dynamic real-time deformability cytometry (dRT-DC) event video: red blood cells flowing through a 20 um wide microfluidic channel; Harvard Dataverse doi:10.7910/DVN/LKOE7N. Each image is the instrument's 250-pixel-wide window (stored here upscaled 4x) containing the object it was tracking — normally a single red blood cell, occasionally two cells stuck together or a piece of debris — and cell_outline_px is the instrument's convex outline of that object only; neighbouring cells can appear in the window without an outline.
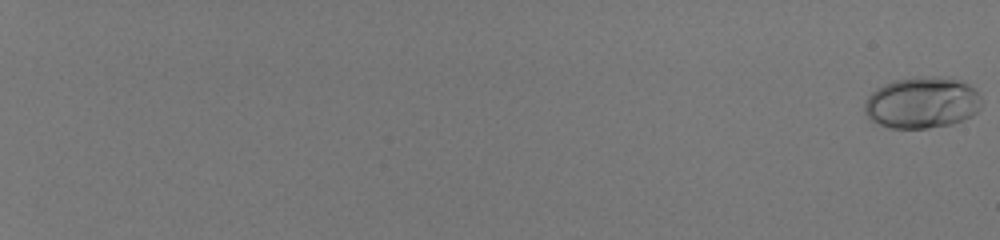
{"species": "human", "species_latin": "Homo sapiens", "temperature_condition": "room temperature", "stored_images_in_passage": 57, "camera_frame_rate_fps": 3000, "um_per_image_px": 0.085, "donor": {"sex": "male"}, "frame": {"image": 1, "passage_image": 1, "time_ms": 0.0, "image_size_px": [1000, 240], "cell_outline_px": [[980, 108], [972, 116], [952, 124], [928, 128], [888, 128], [868, 120], [864, 112], [864, 104], [868, 96], [876, 88], [884, 84], [896, 80], [920, 76], [932, 76], [960, 80], [968, 84], [980, 96]], "centroid_in_image_um": [78.33, 8.74], "position_along_channel_um": 6.7, "area_um2": 35.2}}
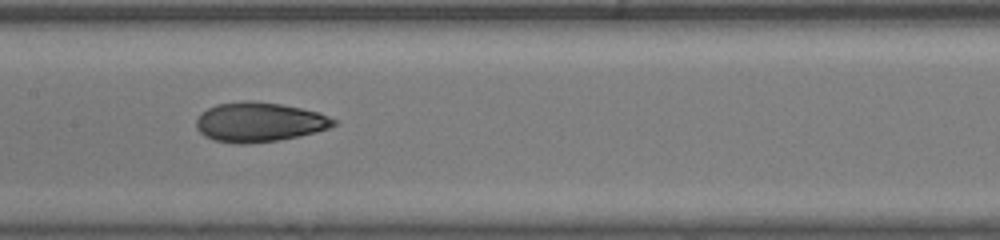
{"frame": {"image": 2, "passage_image": 36, "time_ms": 11.667, "image_size_px": [1000, 240], "cell_outline_px": [[336, 124], [328, 128], [316, 132], [276, 140], [244, 144], [240, 144], [212, 140], [204, 136], [196, 128], [196, 120], [200, 112], [216, 104], [244, 100], [248, 100], [280, 104], [320, 112], [336, 120]], "centroid_in_image_um": [21.99, 10.37], "position_along_channel_um": 185.4, "area_um2": 31.62}}
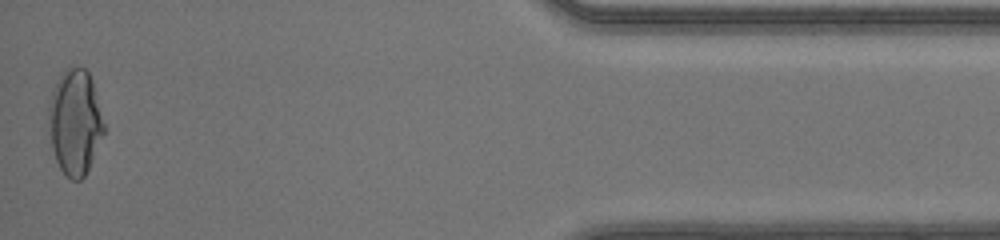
{"frame": {"image": 3, "passage_image": 57, "time_ms": 18.667, "image_size_px": [1000, 240], "cell_outline_px": [[104, 132], [88, 168], [84, 176], [80, 180], [72, 180], [64, 176], [56, 160], [52, 148], [48, 132], [48, 104], [52, 88], [60, 72], [68, 68], [84, 68], [88, 72], [92, 80], [104, 124]], "centroid_in_image_um": [6.33, 10.37], "position_along_channel_um": 428.9, "area_um2": 33.99}, "authors_computed_cell_mechanics": {"area_um2": 31.4432, "velocity_mm_per_s": 4.1928, "shape_relaxation_time_tau1_ms": 8.3047, "shape_relaxation_time_tau2_ms": 0.9392, "deformation_change_tau1": 0.2682, "deformation_change_tau2": 0.0503}}